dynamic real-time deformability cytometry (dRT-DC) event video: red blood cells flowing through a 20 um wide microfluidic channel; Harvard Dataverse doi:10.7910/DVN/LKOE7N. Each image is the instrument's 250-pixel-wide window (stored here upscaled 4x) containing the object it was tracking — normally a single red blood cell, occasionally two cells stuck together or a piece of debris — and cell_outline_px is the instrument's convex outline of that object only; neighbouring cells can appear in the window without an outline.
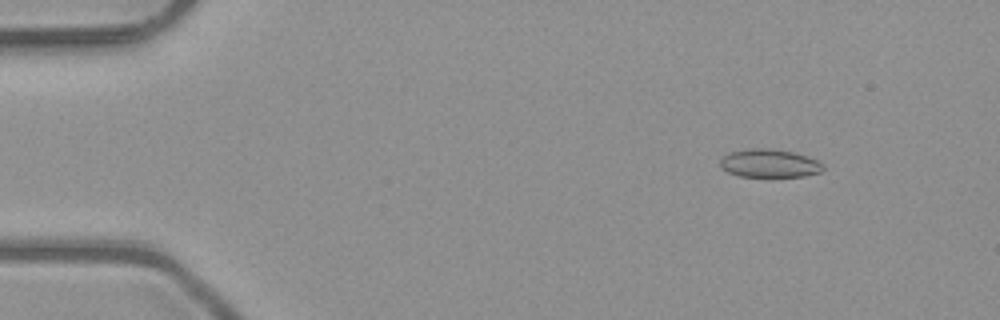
{"species": "common noctule bat (a hibernating species)", "species_latin": "Nyctalus noctula", "temperature_condition": "room temperature", "stored_images_in_passage": 4, "camera_frame_rate_fps": 3000, "um_per_image_px": 0.085, "animal": {"sex": "male", "body_mass_g": 23.1, "forearm_length_mm": 52.7}, "frame": {"image": 1, "passage_image": 1, "time_ms": 0.0, "image_size_px": [1000, 320], "cell_outline_px": [[824, 168], [820, 172], [804, 176], [740, 176], [728, 172], [720, 164], [720, 156], [728, 152], [744, 148], [772, 148], [792, 152], [816, 160], [824, 164]], "centroid_in_image_um": [65.35, 13.86], "position_along_channel_um": 19.6, "area_um2": 16.94}}